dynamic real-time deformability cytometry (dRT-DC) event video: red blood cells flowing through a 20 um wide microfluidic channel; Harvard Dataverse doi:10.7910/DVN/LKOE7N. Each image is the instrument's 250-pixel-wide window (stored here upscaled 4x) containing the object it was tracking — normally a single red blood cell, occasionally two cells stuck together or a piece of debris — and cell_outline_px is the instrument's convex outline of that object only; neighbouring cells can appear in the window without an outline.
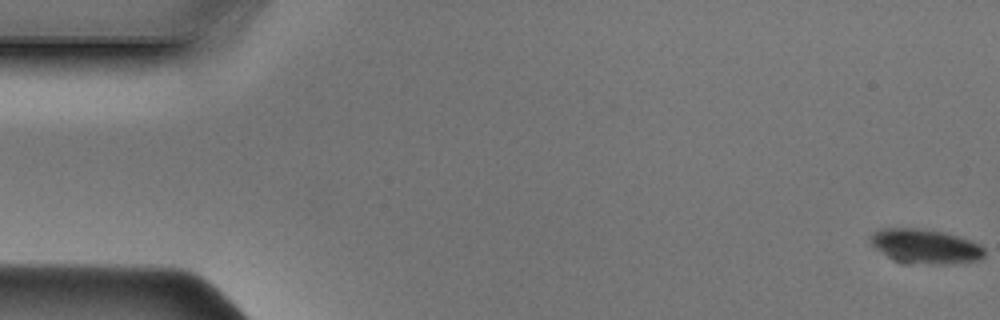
{"species": "Egyptian fruit bat (a non-hibernating species)", "species_latin": "Rousettus aegyptiacus", "temperature_condition": "cold", "stored_images_in_passage": 48, "camera_frame_rate_fps": 3000, "um_per_image_px": 0.085, "animal": {"sex": "male"}, "frame": {"image": 1, "passage_image": 1, "time_ms": 0.0, "image_size_px": [1000, 320], "cell_outline_px": [[984, 256], [980, 260], [948, 264], [904, 264], [880, 252], [872, 244], [872, 236], [880, 228], [920, 228], [940, 232], [956, 236], [968, 240], [984, 248]], "centroid_in_image_um": [78.65, 20.96], "position_along_channel_um": 6.4, "area_um2": 22.6}}
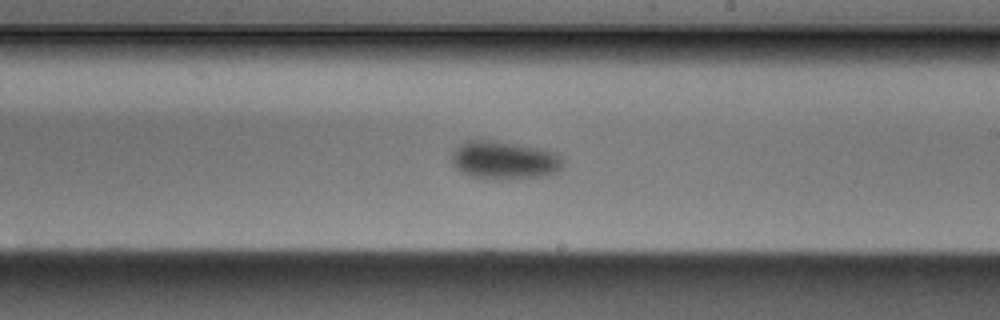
{"frame": {"image": 2, "passage_image": 28, "time_ms": 9.0, "image_size_px": [1000, 320], "cell_outline_px": [[560, 168], [556, 172], [544, 176], [508, 180], [496, 180], [472, 176], [456, 168], [452, 164], [452, 152], [464, 140], [492, 140], [540, 148], [556, 152], [560, 156]], "centroid_in_image_um": [42.84, 13.62], "position_along_channel_um": 246.2, "area_um2": 24.74}}
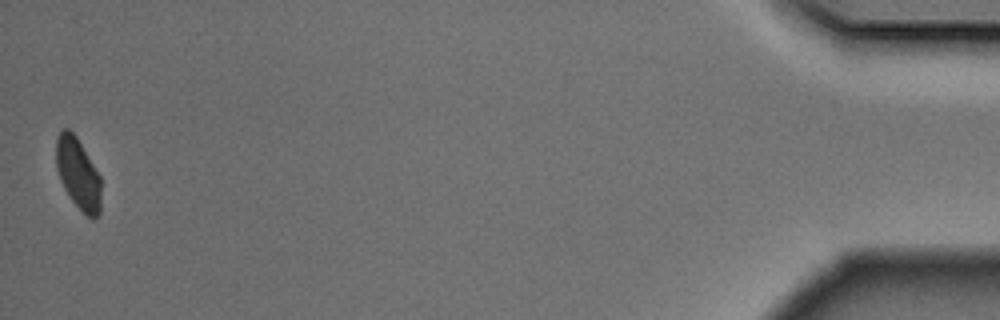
{"frame": {"image": 3, "passage_image": 48, "time_ms": 15.667, "image_size_px": [1000, 320], "cell_outline_px": [[100, 212], [92, 220], [72, 200], [64, 188], [60, 180], [56, 168], [56, 136], [64, 128], [68, 128], [76, 136], [100, 176]], "centroid_in_image_um": [6.61, 14.74], "position_along_channel_um": 428.6, "area_um2": 18.38}}